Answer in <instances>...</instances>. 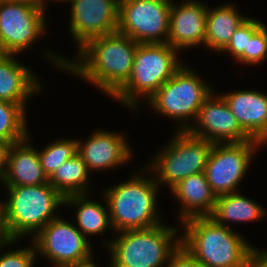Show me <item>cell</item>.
Listing matches in <instances>:
<instances>
[{
    "label": "cell",
    "mask_w": 267,
    "mask_h": 267,
    "mask_svg": "<svg viewBox=\"0 0 267 267\" xmlns=\"http://www.w3.org/2000/svg\"><path fill=\"white\" fill-rule=\"evenodd\" d=\"M138 44L116 31L88 40L78 49L77 59L73 62L51 52L46 53L58 68L84 78L112 98L131 75Z\"/></svg>",
    "instance_id": "obj_1"
},
{
    "label": "cell",
    "mask_w": 267,
    "mask_h": 267,
    "mask_svg": "<svg viewBox=\"0 0 267 267\" xmlns=\"http://www.w3.org/2000/svg\"><path fill=\"white\" fill-rule=\"evenodd\" d=\"M184 228L181 246L203 267H248L257 249L242 235L215 222L209 216H198L180 222Z\"/></svg>",
    "instance_id": "obj_2"
},
{
    "label": "cell",
    "mask_w": 267,
    "mask_h": 267,
    "mask_svg": "<svg viewBox=\"0 0 267 267\" xmlns=\"http://www.w3.org/2000/svg\"><path fill=\"white\" fill-rule=\"evenodd\" d=\"M6 188L9 199L0 203V218L2 233L7 240L17 241L25 235L34 237L58 217L55 214L57 208L64 205V197L49 183Z\"/></svg>",
    "instance_id": "obj_3"
},
{
    "label": "cell",
    "mask_w": 267,
    "mask_h": 267,
    "mask_svg": "<svg viewBox=\"0 0 267 267\" xmlns=\"http://www.w3.org/2000/svg\"><path fill=\"white\" fill-rule=\"evenodd\" d=\"M112 229L118 233L161 224L156 209L158 184L154 176L134 174L130 179L103 192Z\"/></svg>",
    "instance_id": "obj_4"
},
{
    "label": "cell",
    "mask_w": 267,
    "mask_h": 267,
    "mask_svg": "<svg viewBox=\"0 0 267 267\" xmlns=\"http://www.w3.org/2000/svg\"><path fill=\"white\" fill-rule=\"evenodd\" d=\"M178 230L159 224L118 232L117 238L106 243L112 259L110 267H165L181 245Z\"/></svg>",
    "instance_id": "obj_5"
},
{
    "label": "cell",
    "mask_w": 267,
    "mask_h": 267,
    "mask_svg": "<svg viewBox=\"0 0 267 267\" xmlns=\"http://www.w3.org/2000/svg\"><path fill=\"white\" fill-rule=\"evenodd\" d=\"M177 53L168 43L138 44L131 75L112 97L137 108L140 96L148 100L183 65Z\"/></svg>",
    "instance_id": "obj_6"
},
{
    "label": "cell",
    "mask_w": 267,
    "mask_h": 267,
    "mask_svg": "<svg viewBox=\"0 0 267 267\" xmlns=\"http://www.w3.org/2000/svg\"><path fill=\"white\" fill-rule=\"evenodd\" d=\"M195 72L183 64L147 100L155 112L168 118L179 119L181 124L178 130L181 131H186L193 124L187 123L186 120H196L200 107L213 92Z\"/></svg>",
    "instance_id": "obj_7"
},
{
    "label": "cell",
    "mask_w": 267,
    "mask_h": 267,
    "mask_svg": "<svg viewBox=\"0 0 267 267\" xmlns=\"http://www.w3.org/2000/svg\"><path fill=\"white\" fill-rule=\"evenodd\" d=\"M167 147L150 161L147 171L153 170L158 185L168 184L170 190L184 178L204 172L211 149V141L178 130Z\"/></svg>",
    "instance_id": "obj_8"
},
{
    "label": "cell",
    "mask_w": 267,
    "mask_h": 267,
    "mask_svg": "<svg viewBox=\"0 0 267 267\" xmlns=\"http://www.w3.org/2000/svg\"><path fill=\"white\" fill-rule=\"evenodd\" d=\"M33 238L36 253L53 262L56 267H82L94 264L89 240L77 226L56 217Z\"/></svg>",
    "instance_id": "obj_9"
},
{
    "label": "cell",
    "mask_w": 267,
    "mask_h": 267,
    "mask_svg": "<svg viewBox=\"0 0 267 267\" xmlns=\"http://www.w3.org/2000/svg\"><path fill=\"white\" fill-rule=\"evenodd\" d=\"M45 9L36 3L0 2V52L16 55L25 51L46 31Z\"/></svg>",
    "instance_id": "obj_10"
},
{
    "label": "cell",
    "mask_w": 267,
    "mask_h": 267,
    "mask_svg": "<svg viewBox=\"0 0 267 267\" xmlns=\"http://www.w3.org/2000/svg\"><path fill=\"white\" fill-rule=\"evenodd\" d=\"M171 2L119 0L118 32L139 44L167 43Z\"/></svg>",
    "instance_id": "obj_11"
},
{
    "label": "cell",
    "mask_w": 267,
    "mask_h": 267,
    "mask_svg": "<svg viewBox=\"0 0 267 267\" xmlns=\"http://www.w3.org/2000/svg\"><path fill=\"white\" fill-rule=\"evenodd\" d=\"M261 144L255 139L239 143H214L204 173L217 197L237 192L250 167L252 155Z\"/></svg>",
    "instance_id": "obj_12"
},
{
    "label": "cell",
    "mask_w": 267,
    "mask_h": 267,
    "mask_svg": "<svg viewBox=\"0 0 267 267\" xmlns=\"http://www.w3.org/2000/svg\"><path fill=\"white\" fill-rule=\"evenodd\" d=\"M70 32L78 49L88 40L118 30L119 0H69Z\"/></svg>",
    "instance_id": "obj_13"
},
{
    "label": "cell",
    "mask_w": 267,
    "mask_h": 267,
    "mask_svg": "<svg viewBox=\"0 0 267 267\" xmlns=\"http://www.w3.org/2000/svg\"><path fill=\"white\" fill-rule=\"evenodd\" d=\"M187 131L212 143H239L252 140L241 128L224 98L221 95H213V92L204 101L194 124Z\"/></svg>",
    "instance_id": "obj_14"
},
{
    "label": "cell",
    "mask_w": 267,
    "mask_h": 267,
    "mask_svg": "<svg viewBox=\"0 0 267 267\" xmlns=\"http://www.w3.org/2000/svg\"><path fill=\"white\" fill-rule=\"evenodd\" d=\"M203 4L197 0H186L177 6L172 2L167 43L178 52L201 43L205 46L208 6Z\"/></svg>",
    "instance_id": "obj_15"
},
{
    "label": "cell",
    "mask_w": 267,
    "mask_h": 267,
    "mask_svg": "<svg viewBox=\"0 0 267 267\" xmlns=\"http://www.w3.org/2000/svg\"><path fill=\"white\" fill-rule=\"evenodd\" d=\"M131 152L124 135L101 129L95 131L85 143L80 140L77 143V153L89 172L114 169L128 162L133 154Z\"/></svg>",
    "instance_id": "obj_16"
},
{
    "label": "cell",
    "mask_w": 267,
    "mask_h": 267,
    "mask_svg": "<svg viewBox=\"0 0 267 267\" xmlns=\"http://www.w3.org/2000/svg\"><path fill=\"white\" fill-rule=\"evenodd\" d=\"M241 128L252 138L267 142V95L255 90L221 94Z\"/></svg>",
    "instance_id": "obj_17"
},
{
    "label": "cell",
    "mask_w": 267,
    "mask_h": 267,
    "mask_svg": "<svg viewBox=\"0 0 267 267\" xmlns=\"http://www.w3.org/2000/svg\"><path fill=\"white\" fill-rule=\"evenodd\" d=\"M28 141L27 137L11 144L1 179L5 186H36L49 183L41 166L38 150L30 146Z\"/></svg>",
    "instance_id": "obj_18"
},
{
    "label": "cell",
    "mask_w": 267,
    "mask_h": 267,
    "mask_svg": "<svg viewBox=\"0 0 267 267\" xmlns=\"http://www.w3.org/2000/svg\"><path fill=\"white\" fill-rule=\"evenodd\" d=\"M16 56H0V100L17 103L25 108L27 99L42 90L35 74L15 60Z\"/></svg>",
    "instance_id": "obj_19"
},
{
    "label": "cell",
    "mask_w": 267,
    "mask_h": 267,
    "mask_svg": "<svg viewBox=\"0 0 267 267\" xmlns=\"http://www.w3.org/2000/svg\"><path fill=\"white\" fill-rule=\"evenodd\" d=\"M170 191L182 205L179 213L180 222L192 217L209 216L217 199L204 172L184 178Z\"/></svg>",
    "instance_id": "obj_20"
},
{
    "label": "cell",
    "mask_w": 267,
    "mask_h": 267,
    "mask_svg": "<svg viewBox=\"0 0 267 267\" xmlns=\"http://www.w3.org/2000/svg\"><path fill=\"white\" fill-rule=\"evenodd\" d=\"M248 17L238 13L232 4H222L216 8L207 9L205 47L215 52H221L229 43L236 29Z\"/></svg>",
    "instance_id": "obj_21"
},
{
    "label": "cell",
    "mask_w": 267,
    "mask_h": 267,
    "mask_svg": "<svg viewBox=\"0 0 267 267\" xmlns=\"http://www.w3.org/2000/svg\"><path fill=\"white\" fill-rule=\"evenodd\" d=\"M247 196L233 192L218 196L209 215L215 222L230 227L228 222H253L266 216V210ZM226 222V223H225Z\"/></svg>",
    "instance_id": "obj_22"
},
{
    "label": "cell",
    "mask_w": 267,
    "mask_h": 267,
    "mask_svg": "<svg viewBox=\"0 0 267 267\" xmlns=\"http://www.w3.org/2000/svg\"><path fill=\"white\" fill-rule=\"evenodd\" d=\"M87 194H74L64 197V204L68 206H76V221L77 229L86 237V235H103L108 228L112 229L110 216L107 208L95 202L93 199H88ZM107 209V210H106Z\"/></svg>",
    "instance_id": "obj_23"
},
{
    "label": "cell",
    "mask_w": 267,
    "mask_h": 267,
    "mask_svg": "<svg viewBox=\"0 0 267 267\" xmlns=\"http://www.w3.org/2000/svg\"><path fill=\"white\" fill-rule=\"evenodd\" d=\"M89 174L86 163L77 153L62 163L48 178V181L63 197L87 194L90 187Z\"/></svg>",
    "instance_id": "obj_24"
},
{
    "label": "cell",
    "mask_w": 267,
    "mask_h": 267,
    "mask_svg": "<svg viewBox=\"0 0 267 267\" xmlns=\"http://www.w3.org/2000/svg\"><path fill=\"white\" fill-rule=\"evenodd\" d=\"M25 113L22 105L0 100V139L14 144L29 136Z\"/></svg>",
    "instance_id": "obj_25"
},
{
    "label": "cell",
    "mask_w": 267,
    "mask_h": 267,
    "mask_svg": "<svg viewBox=\"0 0 267 267\" xmlns=\"http://www.w3.org/2000/svg\"><path fill=\"white\" fill-rule=\"evenodd\" d=\"M78 139H59L52 142L42 151H38L41 166L49 178L53 172L64 162L77 154Z\"/></svg>",
    "instance_id": "obj_26"
},
{
    "label": "cell",
    "mask_w": 267,
    "mask_h": 267,
    "mask_svg": "<svg viewBox=\"0 0 267 267\" xmlns=\"http://www.w3.org/2000/svg\"><path fill=\"white\" fill-rule=\"evenodd\" d=\"M264 23L257 19L248 18L236 29L227 46L221 52H228L238 59L247 50L248 40Z\"/></svg>",
    "instance_id": "obj_27"
},
{
    "label": "cell",
    "mask_w": 267,
    "mask_h": 267,
    "mask_svg": "<svg viewBox=\"0 0 267 267\" xmlns=\"http://www.w3.org/2000/svg\"><path fill=\"white\" fill-rule=\"evenodd\" d=\"M267 57V25L263 24L248 40L247 50L237 59L240 64H259Z\"/></svg>",
    "instance_id": "obj_28"
},
{
    "label": "cell",
    "mask_w": 267,
    "mask_h": 267,
    "mask_svg": "<svg viewBox=\"0 0 267 267\" xmlns=\"http://www.w3.org/2000/svg\"><path fill=\"white\" fill-rule=\"evenodd\" d=\"M14 242H16V240L5 239L0 244V253L4 246L12 245ZM32 245L24 249L9 250L3 255L1 253L0 267H34V261L37 258V254L34 244Z\"/></svg>",
    "instance_id": "obj_29"
},
{
    "label": "cell",
    "mask_w": 267,
    "mask_h": 267,
    "mask_svg": "<svg viewBox=\"0 0 267 267\" xmlns=\"http://www.w3.org/2000/svg\"><path fill=\"white\" fill-rule=\"evenodd\" d=\"M165 267H203L187 250L181 245L170 256Z\"/></svg>",
    "instance_id": "obj_30"
},
{
    "label": "cell",
    "mask_w": 267,
    "mask_h": 267,
    "mask_svg": "<svg viewBox=\"0 0 267 267\" xmlns=\"http://www.w3.org/2000/svg\"><path fill=\"white\" fill-rule=\"evenodd\" d=\"M248 267H267V254L258 248L251 254Z\"/></svg>",
    "instance_id": "obj_31"
},
{
    "label": "cell",
    "mask_w": 267,
    "mask_h": 267,
    "mask_svg": "<svg viewBox=\"0 0 267 267\" xmlns=\"http://www.w3.org/2000/svg\"><path fill=\"white\" fill-rule=\"evenodd\" d=\"M11 144L0 139V181L4 175L7 161V154Z\"/></svg>",
    "instance_id": "obj_32"
},
{
    "label": "cell",
    "mask_w": 267,
    "mask_h": 267,
    "mask_svg": "<svg viewBox=\"0 0 267 267\" xmlns=\"http://www.w3.org/2000/svg\"><path fill=\"white\" fill-rule=\"evenodd\" d=\"M50 1H52V0H50ZM53 1H57V2H58V1H59V2H61V1L63 2V1H64L65 3H66V1L69 2V0H53ZM48 2H49V0H48ZM35 3H36L39 7H42V8H44V9L46 10V5H47V4H46V3H47L46 0H35Z\"/></svg>",
    "instance_id": "obj_33"
},
{
    "label": "cell",
    "mask_w": 267,
    "mask_h": 267,
    "mask_svg": "<svg viewBox=\"0 0 267 267\" xmlns=\"http://www.w3.org/2000/svg\"><path fill=\"white\" fill-rule=\"evenodd\" d=\"M4 236H3V233H2V229H1V218H0V244L4 241Z\"/></svg>",
    "instance_id": "obj_34"
},
{
    "label": "cell",
    "mask_w": 267,
    "mask_h": 267,
    "mask_svg": "<svg viewBox=\"0 0 267 267\" xmlns=\"http://www.w3.org/2000/svg\"><path fill=\"white\" fill-rule=\"evenodd\" d=\"M13 1H25V2H33V3H35V0H13Z\"/></svg>",
    "instance_id": "obj_35"
},
{
    "label": "cell",
    "mask_w": 267,
    "mask_h": 267,
    "mask_svg": "<svg viewBox=\"0 0 267 267\" xmlns=\"http://www.w3.org/2000/svg\"><path fill=\"white\" fill-rule=\"evenodd\" d=\"M82 267H97L96 264H89V265H86V266H82Z\"/></svg>",
    "instance_id": "obj_36"
},
{
    "label": "cell",
    "mask_w": 267,
    "mask_h": 267,
    "mask_svg": "<svg viewBox=\"0 0 267 267\" xmlns=\"http://www.w3.org/2000/svg\"><path fill=\"white\" fill-rule=\"evenodd\" d=\"M173 0H165V2H171L172 3Z\"/></svg>",
    "instance_id": "obj_37"
}]
</instances>
